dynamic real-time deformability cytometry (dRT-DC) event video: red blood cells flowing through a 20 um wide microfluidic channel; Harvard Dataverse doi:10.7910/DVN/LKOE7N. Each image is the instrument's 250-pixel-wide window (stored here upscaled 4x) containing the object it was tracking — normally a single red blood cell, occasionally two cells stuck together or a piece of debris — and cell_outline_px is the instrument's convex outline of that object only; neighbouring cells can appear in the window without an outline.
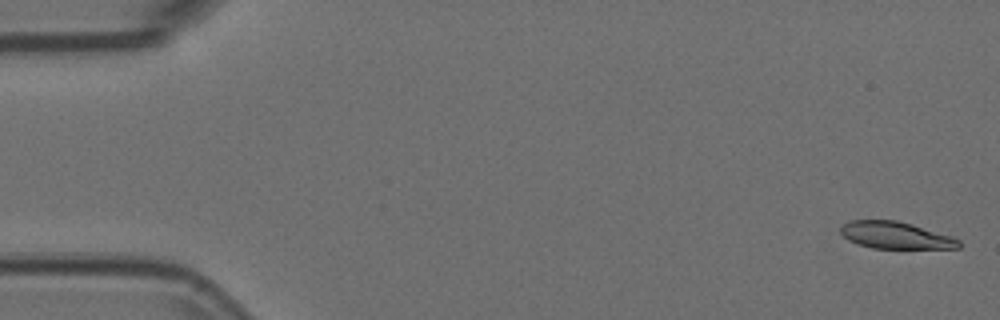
{"species": "Egyptian fruit bat (a non-hibernating species)", "species_latin": "Rousettus aegyptiacus", "temperature_condition": "room temperature", "stored_images_in_passage": 16, "camera_frame_rate_fps": 3000, "um_per_image_px": 0.085, "animal": {"sex": "female"}, "frame": {"image": 1, "passage_image": 1, "time_ms": 0.0, "image_size_px": [1000, 320], "cell_outline_px": [[960, 248], [872, 248], [856, 244], [848, 240], [840, 232], [840, 228], [844, 224], [852, 220], [896, 220], [912, 224], [952, 236], [960, 240]], "centroid_in_image_um": [76.12, 20.0], "position_along_channel_um": 8.9, "area_um2": 18.55}}
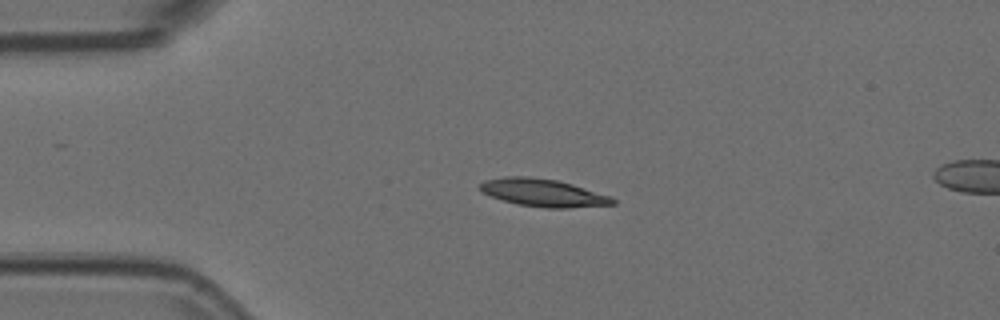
{"frame": {"image": 2, "passage_image": 12, "time_ms": 3.667, "image_size_px": [1000, 320], "cell_outline_px": [[616, 204], [568, 208], [544, 208], [516, 204], [480, 192], [476, 188], [484, 180], [504, 176], [528, 176], [556, 180], [572, 184], [612, 196], [616, 200]], "centroid_in_image_um": [46.15, 16.38], "position_along_channel_um": 38.9, "area_um2": 21.62}}